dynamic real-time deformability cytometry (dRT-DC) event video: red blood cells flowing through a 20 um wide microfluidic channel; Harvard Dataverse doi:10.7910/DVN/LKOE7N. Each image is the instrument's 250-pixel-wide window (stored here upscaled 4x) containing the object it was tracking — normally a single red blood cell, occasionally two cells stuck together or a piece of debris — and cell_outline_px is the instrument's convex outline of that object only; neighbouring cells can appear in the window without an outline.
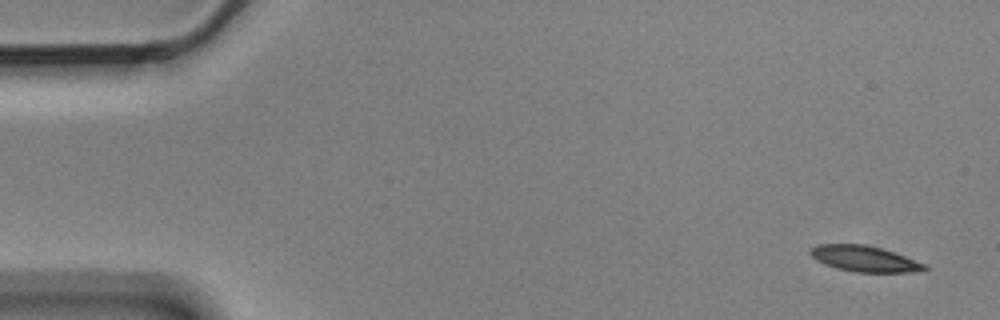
{"species": "Egyptian fruit bat (a non-hibernating species)", "species_latin": "Rousettus aegyptiacus", "temperature_condition": "cold", "stored_images_in_passage": 6, "segment_of_instrument_passage": [1, 2], "camera_frame_rate_fps": 3000, "um_per_image_px": 0.085, "animal": {"sex": "male"}, "frame": {"image": 1, "passage_image": 1, "time_ms": 0.0, "image_size_px": [1000, 320], "cell_outline_px": [[928, 268], [908, 272], [856, 272], [836, 268], [824, 264], [816, 260], [808, 252], [808, 248], [820, 244], [864, 244], [880, 248], [928, 264]], "centroid_in_image_um": [73.42, 21.99], "position_along_channel_um": 11.6, "area_um2": 17.11}}
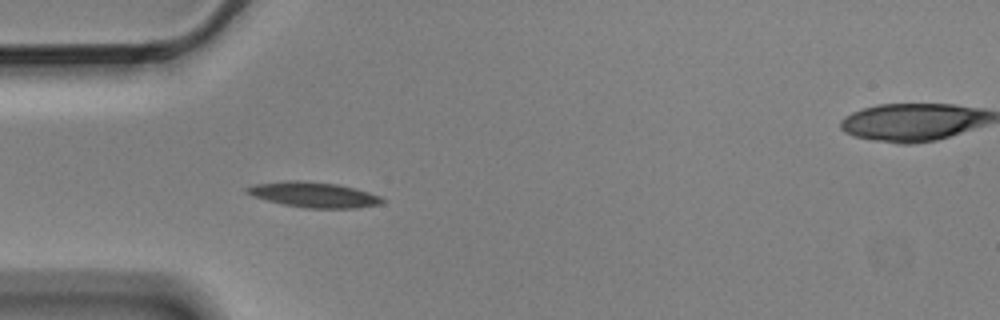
{"frame": {"image": 2, "passage_image": 5, "time_ms": 1.333, "image_size_px": [1000, 320], "cell_outline_px": [[384, 200], [380, 204], [356, 208], [304, 208], [284, 204], [252, 196], [244, 192], [244, 188], [256, 184], [284, 180], [300, 180], [336, 184], [356, 188], [380, 196]], "centroid_in_image_um": [26.64, 16.54], "position_along_channel_um": 58.4, "area_um2": 19.94}}